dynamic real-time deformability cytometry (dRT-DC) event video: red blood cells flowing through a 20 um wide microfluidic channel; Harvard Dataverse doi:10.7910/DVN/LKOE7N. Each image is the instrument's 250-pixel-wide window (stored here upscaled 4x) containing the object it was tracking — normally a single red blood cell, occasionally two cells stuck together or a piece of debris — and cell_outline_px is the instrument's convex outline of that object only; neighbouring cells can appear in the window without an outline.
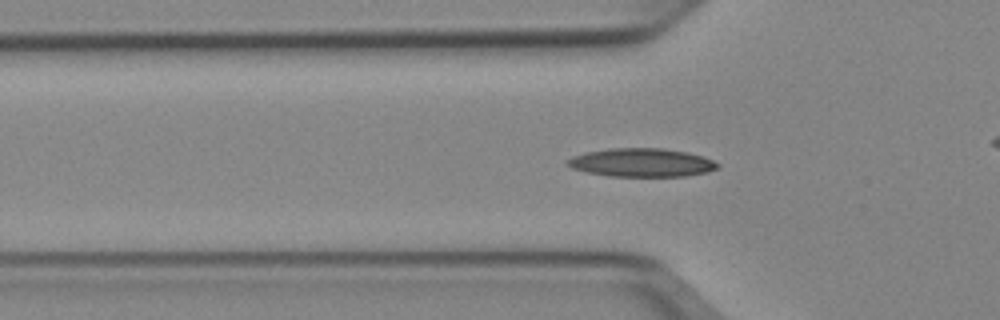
{"species": "Egyptian fruit bat (a non-hibernating species)", "species_latin": "Rousettus aegyptiacus", "temperature_condition": "cold", "stored_images_in_passage": 44, "camera_frame_rate_fps": 3000, "um_per_image_px": 0.085, "animal": {"sex": "female"}, "frame": {"image": 1, "passage_image": 8, "time_ms": 2.333, "image_size_px": [1000, 320], "cell_outline_px": [[720, 168], [708, 172], [684, 176], [608, 176], [588, 172], [572, 168], [564, 164], [564, 160], [572, 156], [584, 152], [608, 148], [664, 148], [688, 152], [704, 156], [720, 164]], "centroid_in_image_um": [54.53, 13.81], "position_along_channel_um": 71.3, "area_um2": 25.26}}
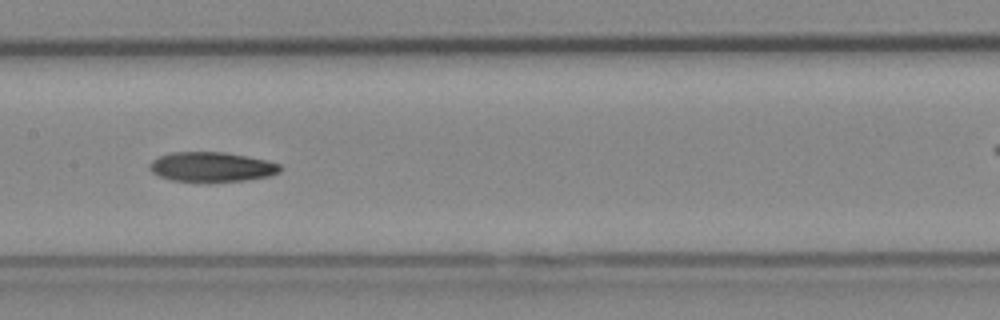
{"frame": {"image": 2, "passage_image": 17, "time_ms": 5.333, "image_size_px": [1000, 320], "cell_outline_px": [[280, 172], [268, 176], [244, 180], [204, 184], [172, 180], [160, 176], [152, 172], [148, 168], [148, 164], [152, 160], [160, 156], [172, 152], [224, 152], [268, 160], [280, 164]], "centroid_in_image_um": [17.96, 14.21], "position_along_channel_um": 189.4, "area_um2": 23.12}}
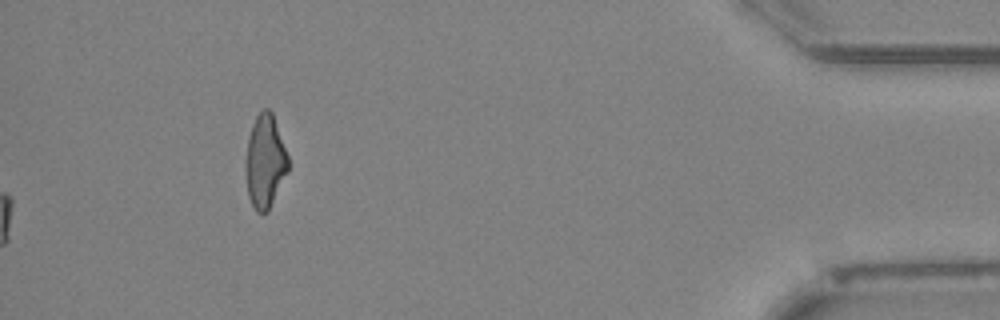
{"frame": {"image": 3, "passage_image": 44, "time_ms": 14.333, "image_size_px": [1000, 320], "cell_outline_px": [[288, 172], [268, 212], [256, 212], [248, 196], [244, 172], [244, 164], [248, 136], [252, 124], [256, 116], [264, 108], [268, 108], [272, 112], [288, 156]], "centroid_in_image_um": [22.5, 13.74], "position_along_channel_um": 412.7, "area_um2": 23.41}}